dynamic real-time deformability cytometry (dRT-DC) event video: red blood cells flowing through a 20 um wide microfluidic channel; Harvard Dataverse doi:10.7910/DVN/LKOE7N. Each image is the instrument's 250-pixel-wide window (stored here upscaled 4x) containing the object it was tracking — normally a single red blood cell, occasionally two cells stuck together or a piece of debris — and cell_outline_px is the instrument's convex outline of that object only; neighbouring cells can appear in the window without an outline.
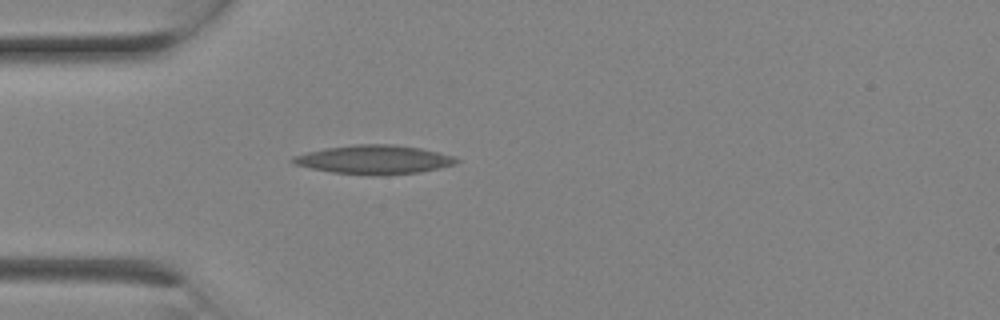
{"species": "Egyptian fruit bat (a non-hibernating species)", "species_latin": "Rousettus aegyptiacus", "temperature_condition": "room temperature", "stored_images_in_passage": 2, "camera_frame_rate_fps": 3000, "um_per_image_px": 0.085, "animal": {"sex": "female"}, "frame": {"image": 1, "passage_image": 2, "time_ms": 0.333, "image_size_px": [1000, 320], "cell_outline_px": [[460, 160], [456, 164], [440, 168], [420, 172], [372, 176], [332, 172], [292, 164], [288, 160], [292, 156], [324, 148], [356, 144], [392, 144], [420, 148], [452, 156]], "centroid_in_image_um": [31.76, 13.57], "position_along_channel_um": 53.2, "area_um2": 27.57}}